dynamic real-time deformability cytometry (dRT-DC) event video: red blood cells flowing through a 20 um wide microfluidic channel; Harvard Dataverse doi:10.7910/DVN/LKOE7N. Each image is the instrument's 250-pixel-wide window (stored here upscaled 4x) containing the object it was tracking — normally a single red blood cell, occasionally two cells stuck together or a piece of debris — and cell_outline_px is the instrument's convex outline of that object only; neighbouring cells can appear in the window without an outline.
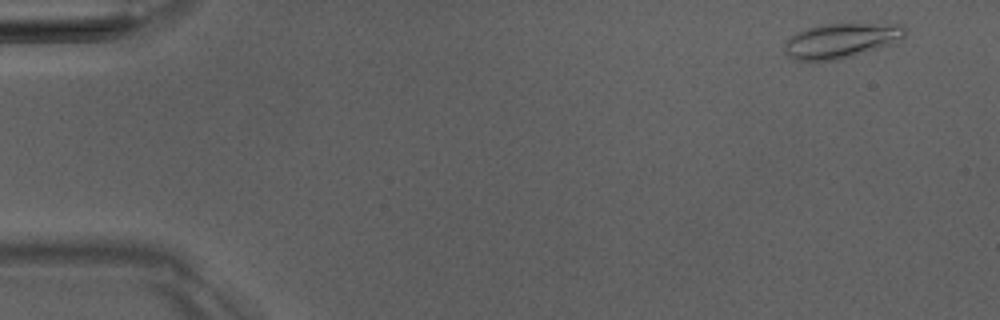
{"species": "Egyptian fruit bat (a non-hibernating species)", "species_latin": "Rousettus aegyptiacus", "temperature_condition": "room temperature", "stored_images_in_passage": 7, "camera_frame_rate_fps": 3000, "um_per_image_px": 0.085, "animal": {"sex": "male"}, "frame": {"image": 1, "passage_image": 2, "time_ms": 1.0, "image_size_px": [1000, 320], "cell_outline_px": [[908, 32], [904, 40], [892, 44], [852, 56], [836, 60], [792, 60], [788, 56], [784, 48], [784, 44], [796, 32], [808, 28], [824, 24], [852, 20], [904, 24]], "centroid_in_image_um": [71.63, 3.38], "position_along_channel_um": 13.4, "area_um2": 25.66}}
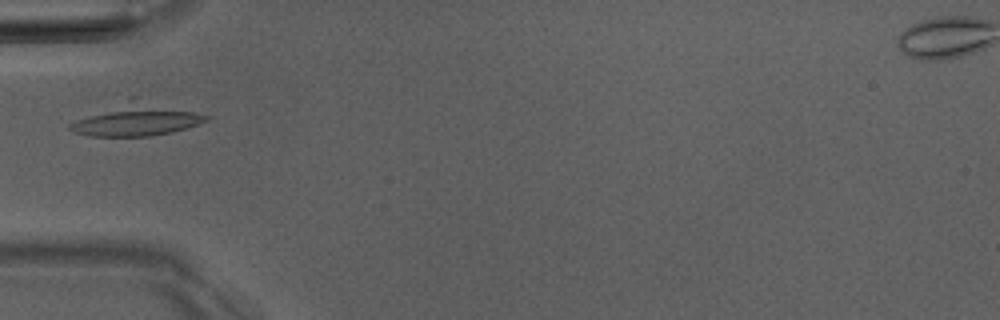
{"frame": {"image": 2, "passage_image": 6, "time_ms": 5.667, "image_size_px": [1000, 320], "cell_outline_px": [[212, 116], [208, 120], [172, 132], [148, 136], [92, 136], [76, 132], [68, 128], [68, 124], [76, 120], [132, 96], [136, 96]], "centroid_in_image_um": [11.63, 10.13], "position_along_channel_um": 73.4, "area_um2": 25.72}}